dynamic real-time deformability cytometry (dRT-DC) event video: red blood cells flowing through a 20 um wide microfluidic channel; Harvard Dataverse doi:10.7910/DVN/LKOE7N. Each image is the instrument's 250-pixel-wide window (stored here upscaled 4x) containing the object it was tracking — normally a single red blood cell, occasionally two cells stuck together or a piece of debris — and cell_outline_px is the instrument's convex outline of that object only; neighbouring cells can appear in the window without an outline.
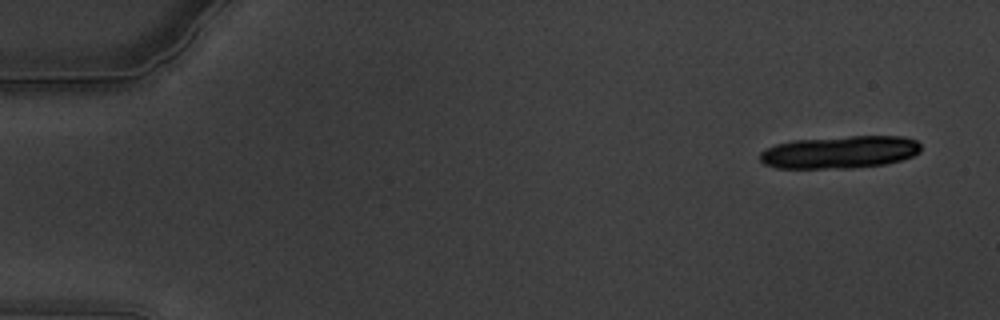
{"species": "common noctule bat (a hibernating species)", "species_latin": "Nyctalus noctula", "temperature_condition": "warm", "stored_images_in_passage": 22, "camera_frame_rate_fps": 3000, "um_per_image_px": 0.085, "animal": {"sex": "male", "body_mass_g": 19.5, "forearm_length_mm": 54.6}, "frame": {"image": 1, "passage_image": 4, "time_ms": 1.0, "image_size_px": [1000, 320], "cell_outline_px": [[920, 152], [912, 156], [900, 160], [884, 164], [852, 168], [776, 168], [764, 164], [760, 160], [760, 152], [764, 148], [776, 144], [792, 140], [848, 136], [904, 136], [916, 140], [920, 144]], "centroid_in_image_um": [71.36, 12.92], "position_along_channel_um": 13.6, "area_um2": 30.69}}